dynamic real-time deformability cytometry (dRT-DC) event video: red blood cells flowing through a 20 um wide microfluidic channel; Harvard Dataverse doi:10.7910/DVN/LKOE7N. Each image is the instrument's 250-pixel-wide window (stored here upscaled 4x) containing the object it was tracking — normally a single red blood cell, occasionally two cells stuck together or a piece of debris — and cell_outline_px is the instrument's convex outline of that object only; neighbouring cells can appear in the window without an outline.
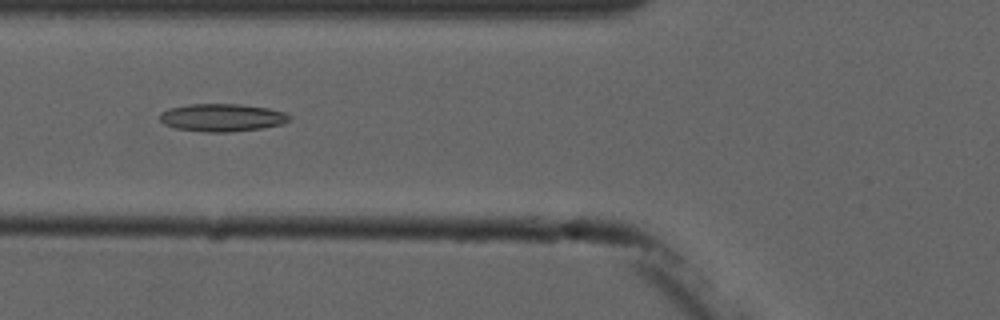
{"species": "common noctule bat (a hibernating species)", "species_latin": "Nyctalus noctula", "temperature_condition": "cold", "stored_images_in_passage": 8, "camera_frame_rate_fps": 3000, "um_per_image_px": 0.085, "animal": {"sex": "male", "forearm_length_mm": 52.5}, "frame": {"image": 1, "passage_image": 6, "time_ms": 5.667, "image_size_px": [1000, 320], "cell_outline_px": [[292, 120], [284, 124], [260, 128], [232, 132], [208, 132], [176, 128], [164, 124], [160, 120], [160, 112], [168, 108], [188, 104], [240, 104], [268, 108], [284, 112], [292, 116]], "centroid_in_image_um": [18.9, 9.99], "position_along_channel_um": 106.9, "area_um2": 21.1}}
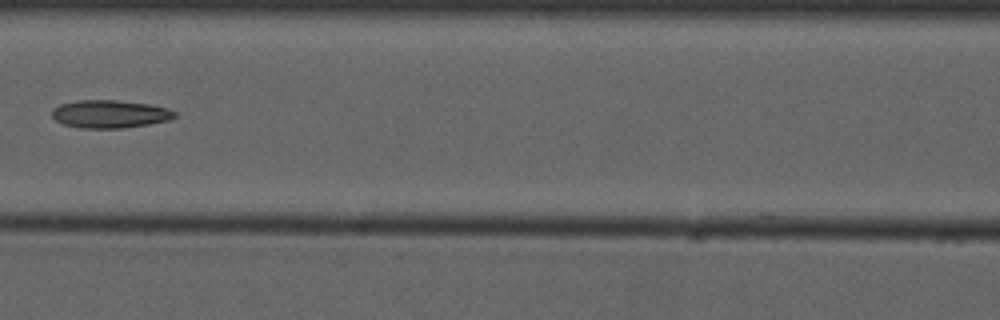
{"frame": {"image": 2, "passage_image": 7, "time_ms": 7.0, "image_size_px": [1000, 320], "cell_outline_px": [[176, 116], [168, 120], [148, 124], [124, 128], [80, 128], [64, 124], [56, 120], [52, 116], [52, 108], [60, 104], [76, 100], [116, 100], [148, 104], [168, 108], [176, 112]], "centroid_in_image_um": [9.32, 9.69], "position_along_channel_um": 157.3, "area_um2": 19.94}}
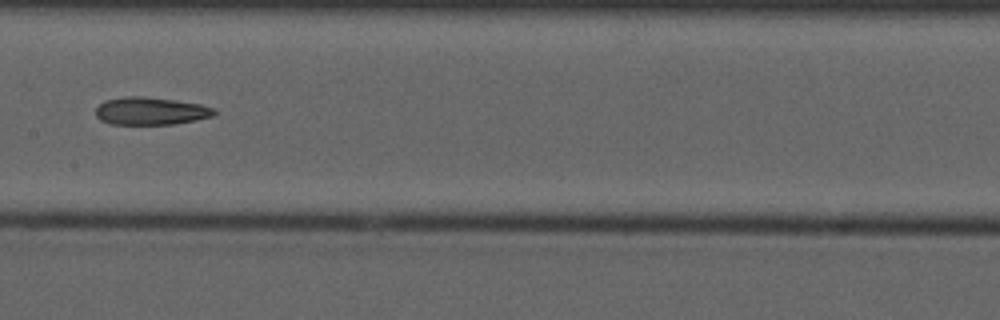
{"frame": {"image": 3, "passage_image": 8, "time_ms": 8.0, "image_size_px": [1000, 320], "cell_outline_px": [[216, 116], [196, 120], [172, 124], [112, 124], [100, 120], [96, 116], [96, 108], [104, 100], [124, 96], [140, 96], [176, 100], [200, 104], [212, 108], [216, 112]], "centroid_in_image_um": [12.8, 9.43], "position_along_channel_um": 194.6, "area_um2": 19.13}}